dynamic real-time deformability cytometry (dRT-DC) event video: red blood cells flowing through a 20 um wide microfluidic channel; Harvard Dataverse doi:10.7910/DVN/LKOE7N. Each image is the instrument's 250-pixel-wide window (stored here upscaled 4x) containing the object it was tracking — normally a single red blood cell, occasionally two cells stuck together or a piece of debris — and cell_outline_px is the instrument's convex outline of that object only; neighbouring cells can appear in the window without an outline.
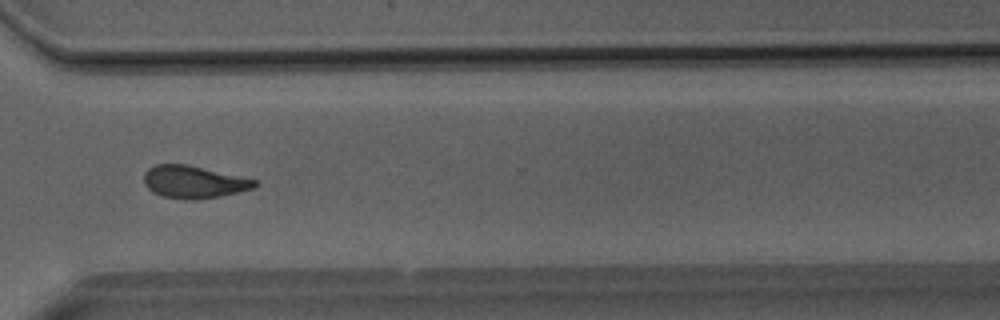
{"species": "Egyptian fruit bat (a non-hibernating species)", "species_latin": "Rousettus aegyptiacus", "temperature_condition": "room temperature", "stored_images_in_passage": 40, "camera_frame_rate_fps": 3000, "um_per_image_px": 0.085, "animal": {"sex": "male"}, "frame": {"image": 1, "passage_image": 30, "time_ms": 9.667, "image_size_px": [1000, 320], "cell_outline_px": [[260, 184], [256, 188], [220, 196], [196, 200], [184, 200], [160, 196], [152, 192], [144, 184], [144, 172], [148, 168], [156, 164], [188, 164], [256, 180]], "centroid_in_image_um": [16.46, 15.47], "position_along_channel_um": 354.1, "area_um2": 21.21}}
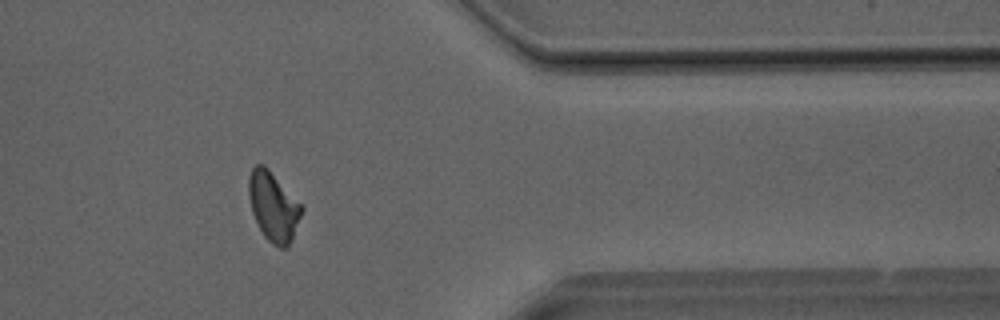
{"frame": {"image": 2, "passage_image": 33, "time_ms": 10.667, "image_size_px": [1000, 320], "cell_outline_px": [[304, 208], [288, 248], [280, 248], [272, 244], [264, 236], [252, 212], [248, 196], [248, 176], [252, 168], [256, 164], [264, 164], [268, 168]], "centroid_in_image_um": [23.21, 17.55], "position_along_channel_um": 388.2, "area_um2": 21.15}}
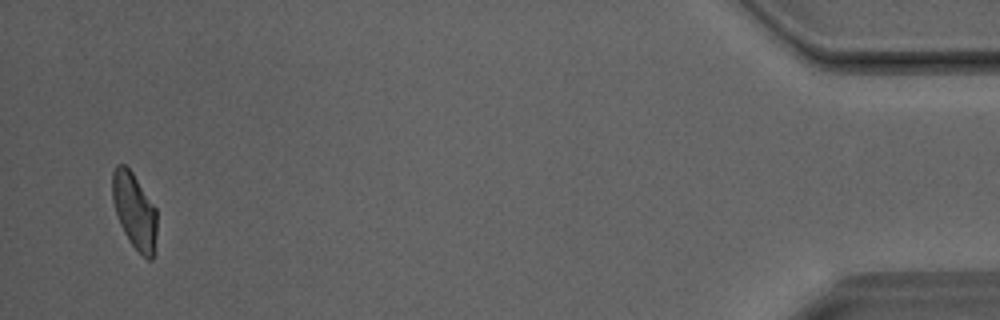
{"frame": {"image": 3, "passage_image": 39, "time_ms": 12.667, "image_size_px": [1000, 320], "cell_outline_px": [[156, 232], [152, 260], [148, 260], [132, 244], [124, 232], [120, 224], [112, 200], [112, 172], [116, 164], [124, 164], [132, 172], [156, 208]], "centroid_in_image_um": [11.41, 17.88], "position_along_channel_um": 423.8, "area_um2": 19.36}}